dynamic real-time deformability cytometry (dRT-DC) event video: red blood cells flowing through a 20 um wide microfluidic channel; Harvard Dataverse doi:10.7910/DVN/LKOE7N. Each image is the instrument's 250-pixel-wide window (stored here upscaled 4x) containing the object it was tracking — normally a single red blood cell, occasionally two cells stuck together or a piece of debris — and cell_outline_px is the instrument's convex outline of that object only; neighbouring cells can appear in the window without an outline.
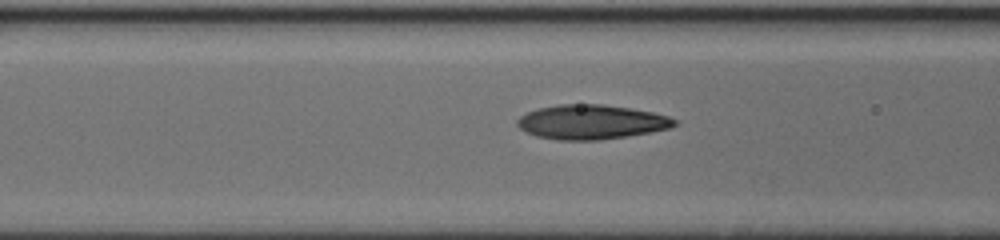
{"species": "human", "species_latin": "Homo sapiens", "temperature_condition": "cold", "stored_images_in_passage": 42, "camera_frame_rate_fps": 3000, "um_per_image_px": 0.085, "donor": {"sex": "female"}, "frame": {"image": 1, "passage_image": 17, "time_ms": 5.333, "image_size_px": [1000, 240], "cell_outline_px": [[676, 124], [668, 128], [652, 132], [628, 136], [600, 140], [556, 140], [536, 136], [520, 128], [516, 124], [516, 120], [520, 116], [536, 108], [556, 104], [604, 104], [652, 112], [668, 116], [676, 120]], "centroid_in_image_um": [50.22, 10.37], "position_along_channel_um": 116.4, "area_um2": 31.62}}
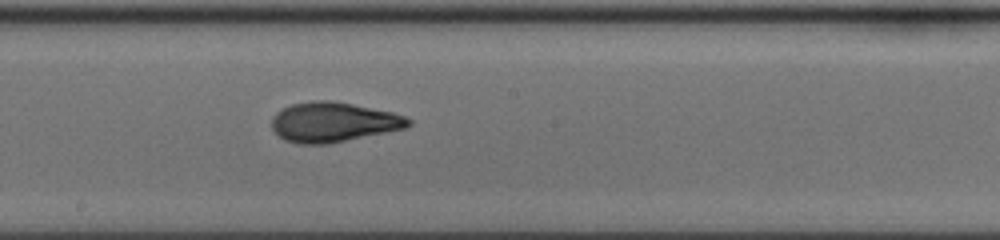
{"frame": {"image": 2, "passage_image": 26, "time_ms": 8.333, "image_size_px": [1000, 240], "cell_outline_px": [[412, 124], [408, 128], [328, 144], [296, 144], [284, 140], [272, 128], [272, 116], [276, 112], [292, 104], [312, 100], [332, 100], [392, 112], [404, 116], [412, 120]], "centroid_in_image_um": [28.35, 10.38], "position_along_channel_um": 219.9, "area_um2": 31.85}}
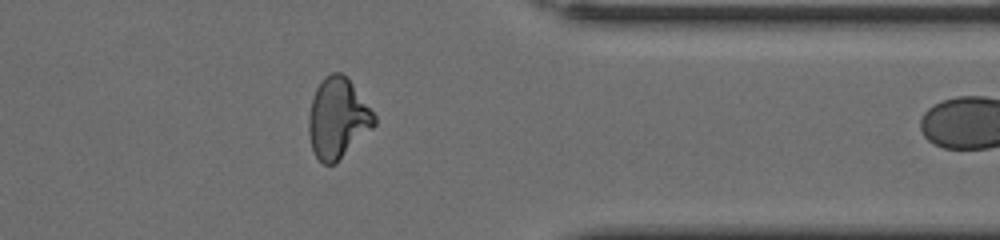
{"frame": {"image": 3, "passage_image": 41, "time_ms": 13.333, "image_size_px": [1000, 240], "cell_outline_px": [[376, 124], [336, 164], [324, 164], [316, 156], [312, 148], [308, 132], [308, 116], [312, 96], [316, 88], [324, 76], [332, 72], [340, 72], [348, 76], [376, 116]], "centroid_in_image_um": [28.7, 10.02], "position_along_channel_um": 382.7, "area_um2": 30.92}}